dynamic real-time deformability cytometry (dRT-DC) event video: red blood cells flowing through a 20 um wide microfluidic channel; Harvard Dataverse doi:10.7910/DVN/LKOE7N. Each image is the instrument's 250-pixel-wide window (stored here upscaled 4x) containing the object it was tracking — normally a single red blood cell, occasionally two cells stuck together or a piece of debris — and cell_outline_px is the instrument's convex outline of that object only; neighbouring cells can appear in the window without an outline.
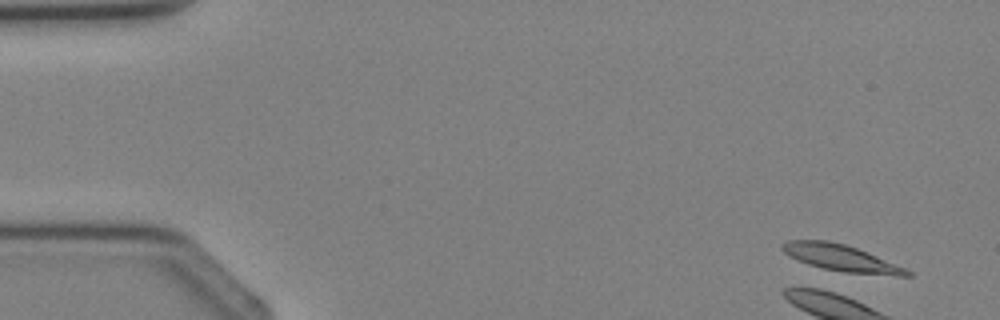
{"species": "Egyptian fruit bat (a non-hibernating species)", "species_latin": "Rousettus aegyptiacus", "temperature_condition": "cold", "stored_images_in_passage": 3, "segment_of_instrument_passage": [2, 2], "camera_frame_rate_fps": 3000, "um_per_image_px": 0.085, "animal": {"sex": "female"}, "frame": {"image": 1, "passage_image": 3, "time_ms": 3.0, "image_size_px": [1000, 320], "cell_outline_px": [[912, 276], [896, 276], [844, 272], [824, 268], [808, 264], [796, 260], [788, 256], [780, 248], [780, 244], [788, 240], [828, 240], [844, 244], [856, 248], [876, 256], [904, 268], [912, 272]], "centroid_in_image_um": [71.43, 21.92], "position_along_channel_um": 13.6, "area_um2": 19.13}}